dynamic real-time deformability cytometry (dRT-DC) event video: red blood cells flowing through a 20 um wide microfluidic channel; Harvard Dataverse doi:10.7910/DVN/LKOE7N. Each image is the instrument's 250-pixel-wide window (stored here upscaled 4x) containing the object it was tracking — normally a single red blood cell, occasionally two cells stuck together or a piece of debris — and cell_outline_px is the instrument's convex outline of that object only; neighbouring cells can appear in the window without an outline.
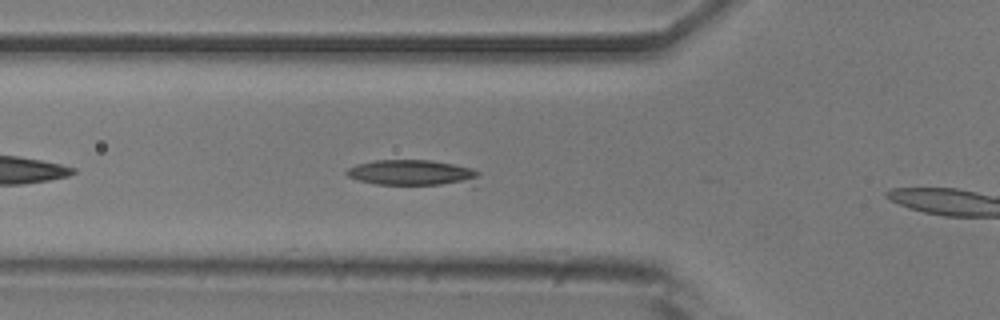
{"species": "common noctule bat (a hibernating species)", "species_latin": "Nyctalus noctula", "temperature_condition": "room temperature", "stored_images_in_passage": 15, "camera_frame_rate_fps": 3000, "um_per_image_px": 0.085, "animal": {"sex": "male", "body_mass_g": 20.5, "forearm_length_mm": 52.5}, "frame": {"image": 1, "passage_image": 10, "time_ms": 3.0, "image_size_px": [1000, 320], "cell_outline_px": [[480, 176], [472, 188], [376, 184], [356, 180], [348, 176], [344, 172], [348, 168], [356, 164], [372, 160], [432, 160], [472, 168], [480, 172]], "centroid_in_image_um": [35.2, 14.75], "position_along_channel_um": 90.6, "area_um2": 21.33}}
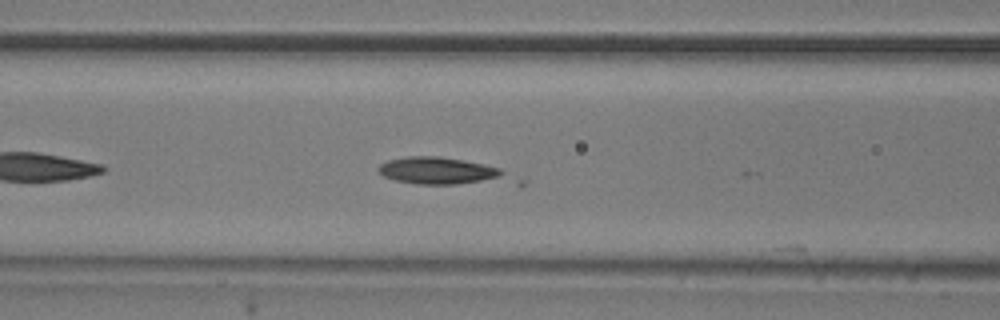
{"frame": {"image": 2, "passage_image": 13, "time_ms": 4.0, "image_size_px": [1000, 320], "cell_outline_px": [[504, 172], [500, 176], [480, 180], [456, 184], [416, 184], [396, 180], [384, 176], [376, 168], [380, 164], [388, 160], [408, 156], [440, 156], [464, 160], [484, 164], [500, 168]], "centroid_in_image_um": [37.11, 14.48], "position_along_channel_um": 129.5, "area_um2": 19.19}}